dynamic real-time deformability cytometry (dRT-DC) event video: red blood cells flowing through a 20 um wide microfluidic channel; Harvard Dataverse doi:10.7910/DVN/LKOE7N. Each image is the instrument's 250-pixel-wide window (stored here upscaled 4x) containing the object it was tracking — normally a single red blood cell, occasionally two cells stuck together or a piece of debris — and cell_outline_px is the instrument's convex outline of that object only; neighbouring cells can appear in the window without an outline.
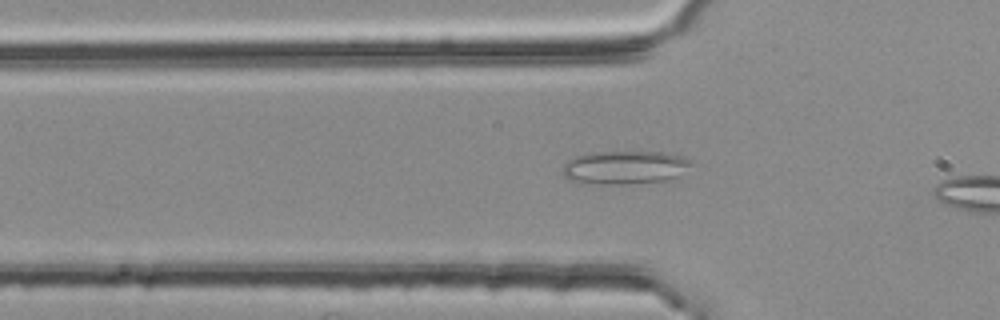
{"species": "common noctule bat (a hibernating species)", "species_latin": "Nyctalus noctula", "temperature_condition": "room temperature", "stored_images_in_passage": 21, "camera_frame_rate_fps": 3000, "um_per_image_px": 0.085, "animal": {"sex": "female", "body_mass_g": 25.1}, "frame": {"image": 1, "passage_image": 5, "time_ms": 1.333, "image_size_px": [1000, 320], "cell_outline_px": [[692, 164], [676, 176], [664, 180], [628, 184], [580, 184], [568, 180], [564, 176], [564, 164], [568, 160], [576, 156], [596, 152], [664, 152], [680, 156], [692, 160]], "centroid_in_image_um": [53.05, 14.24], "position_along_channel_um": 72.8, "area_um2": 24.91}}
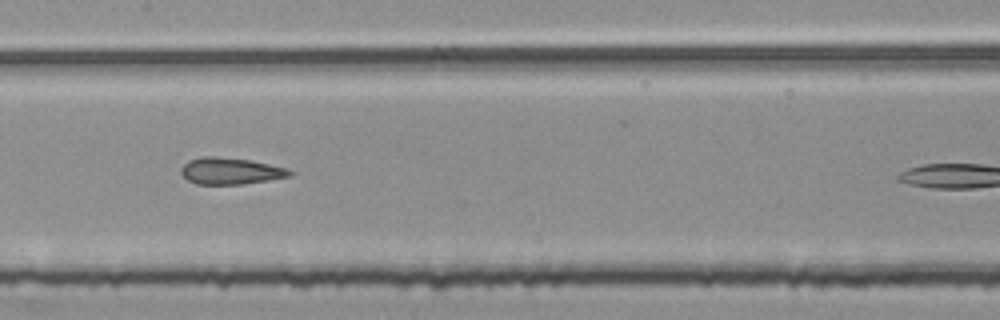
{"frame": {"image": 2, "passage_image": 14, "time_ms": 4.333, "image_size_px": [1000, 320], "cell_outline_px": [[296, 172], [292, 176], [268, 180], [240, 184], [196, 184], [188, 180], [180, 172], [180, 168], [188, 160], [200, 156], [216, 156], [248, 160], [268, 164], [284, 168]], "centroid_in_image_um": [19.56, 14.53], "position_along_channel_um": 187.8, "area_um2": 16.82}}
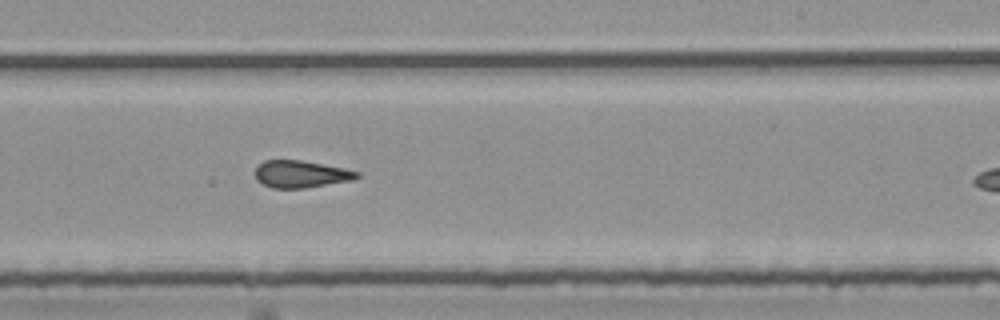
{"frame": {"image": 3, "passage_image": 20, "time_ms": 6.333, "image_size_px": [1000, 320], "cell_outline_px": [[360, 176], [352, 180], [308, 188], [272, 188], [256, 180], [256, 168], [264, 160], [300, 160], [360, 172]], "centroid_in_image_um": [25.56, 14.81], "position_along_channel_um": 263.4, "area_um2": 15.9}}